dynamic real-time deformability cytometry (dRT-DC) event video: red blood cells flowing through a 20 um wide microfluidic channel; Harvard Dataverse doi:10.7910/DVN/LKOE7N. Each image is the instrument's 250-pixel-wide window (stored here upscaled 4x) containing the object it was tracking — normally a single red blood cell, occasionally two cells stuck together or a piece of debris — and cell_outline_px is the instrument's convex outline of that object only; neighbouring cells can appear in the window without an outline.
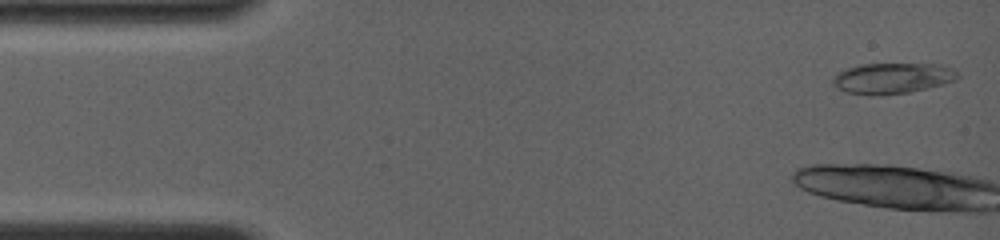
{"species": "common noctule bat (a hibernating species)", "species_latin": "Nyctalus noctula", "temperature_condition": "room temperature", "stored_images_in_passage": 8, "camera_frame_rate_fps": 4000, "um_per_image_px": 0.085, "animal": {"sex": "female", "body_mass_g": 19.0, "forearm_length_mm": 56.7}, "frame": {"image": 1, "passage_image": 1, "time_ms": 0.0, "image_size_px": [1000, 240], "cell_outline_px": [[960, 76], [956, 80], [944, 84], [908, 92], [844, 92], [836, 88], [832, 84], [832, 76], [848, 68], [864, 64], [940, 64], [956, 72]], "centroid_in_image_um": [75.87, 6.61], "position_along_channel_um": 9.1, "area_um2": 21.39}}